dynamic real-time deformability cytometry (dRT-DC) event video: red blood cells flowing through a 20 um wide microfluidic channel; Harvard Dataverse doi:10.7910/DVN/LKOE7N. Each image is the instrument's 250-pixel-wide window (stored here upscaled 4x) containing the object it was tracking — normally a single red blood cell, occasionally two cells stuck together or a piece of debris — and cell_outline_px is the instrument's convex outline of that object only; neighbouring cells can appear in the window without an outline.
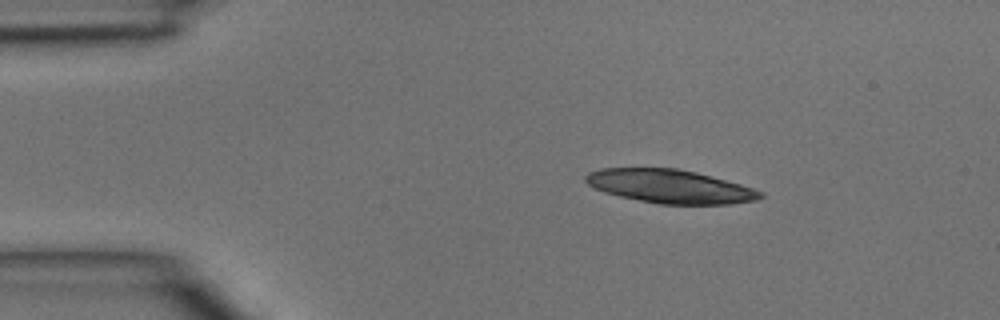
{"species": "common noctule bat (a hibernating species)", "species_latin": "Nyctalus noctula", "temperature_condition": "room temperature", "stored_images_in_passage": 3, "camera_frame_rate_fps": 3000, "um_per_image_px": 0.085, "animal": {"sex": "male", "body_mass_g": 15.6}, "frame": {"image": 1, "passage_image": 1, "time_ms": 0.0, "image_size_px": [1000, 320], "cell_outline_px": [[764, 196], [756, 200], [728, 204], [660, 204], [620, 196], [604, 192], [588, 184], [584, 180], [584, 176], [588, 172], [600, 168], [676, 168], [696, 172], [740, 184], [764, 192]], "centroid_in_image_um": [56.94, 15.83], "position_along_channel_um": 28.1, "area_um2": 33.99}}